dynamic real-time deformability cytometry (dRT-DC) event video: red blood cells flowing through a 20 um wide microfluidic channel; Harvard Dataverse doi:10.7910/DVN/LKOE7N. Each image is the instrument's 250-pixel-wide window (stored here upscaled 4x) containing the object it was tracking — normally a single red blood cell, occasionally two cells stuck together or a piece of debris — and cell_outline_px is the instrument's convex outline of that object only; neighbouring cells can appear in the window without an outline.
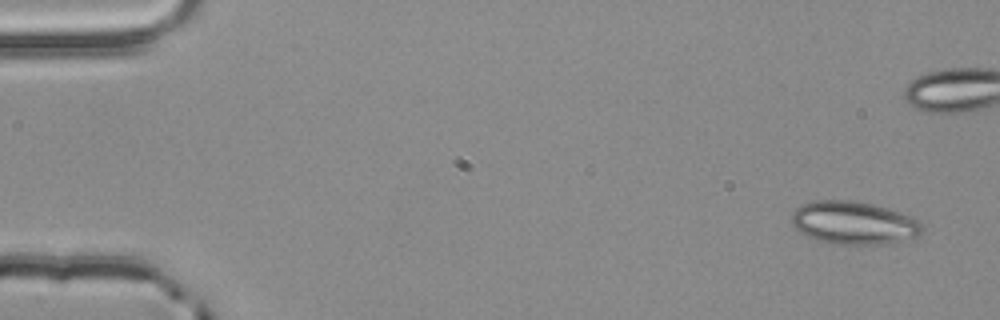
{"species": "common noctule bat (a hibernating species)", "species_latin": "Nyctalus noctula", "temperature_condition": "room temperature", "stored_images_in_passage": 4, "camera_frame_rate_fps": 3000, "um_per_image_px": 0.085, "animal": {"sex": "male", "body_mass_g": 20.4}, "frame": {"image": 1, "passage_image": 1, "time_ms": 0.0, "image_size_px": [1000, 320], "cell_outline_px": [[924, 232], [920, 236], [876, 244], [832, 244], [816, 240], [800, 232], [792, 224], [792, 212], [800, 204], [816, 200], [852, 200], [872, 204], [912, 216], [924, 224]], "centroid_in_image_um": [72.56, 18.93], "position_along_channel_um": 12.4, "area_um2": 32.71}}